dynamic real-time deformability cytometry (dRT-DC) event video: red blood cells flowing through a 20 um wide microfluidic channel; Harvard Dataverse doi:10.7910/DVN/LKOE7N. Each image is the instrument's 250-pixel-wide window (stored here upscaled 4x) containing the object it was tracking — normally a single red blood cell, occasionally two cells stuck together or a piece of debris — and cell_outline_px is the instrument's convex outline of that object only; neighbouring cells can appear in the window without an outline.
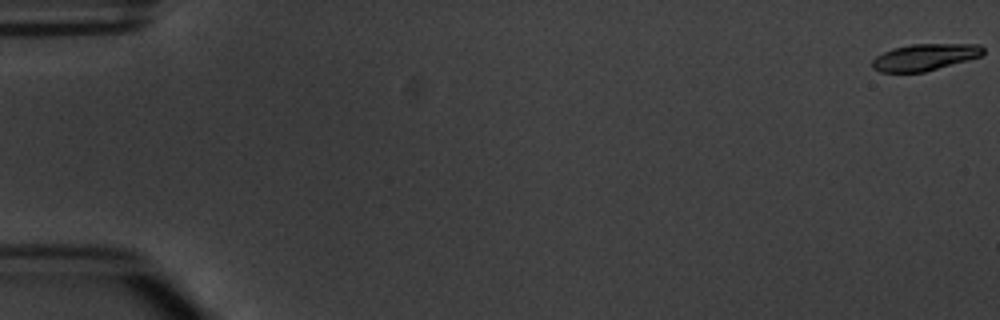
{"species": "common noctule bat (a hibernating species)", "species_latin": "Nyctalus noctula", "temperature_condition": "warm", "stored_images_in_passage": 7, "camera_frame_rate_fps": 3000, "um_per_image_px": 0.085, "animal": {"sex": "male", "body_mass_g": 20.1, "forearm_length_mm": 53.5}, "frame": {"image": 1, "passage_image": 1, "time_ms": 0.0, "image_size_px": [1000, 320], "cell_outline_px": [[984, 52], [980, 56], [968, 60], [924, 72], [880, 72], [872, 68], [872, 60], [876, 56], [892, 48], [912, 44], [980, 44], [984, 48]], "centroid_in_image_um": [78.6, 4.85], "position_along_channel_um": 6.4, "area_um2": 17.22}}
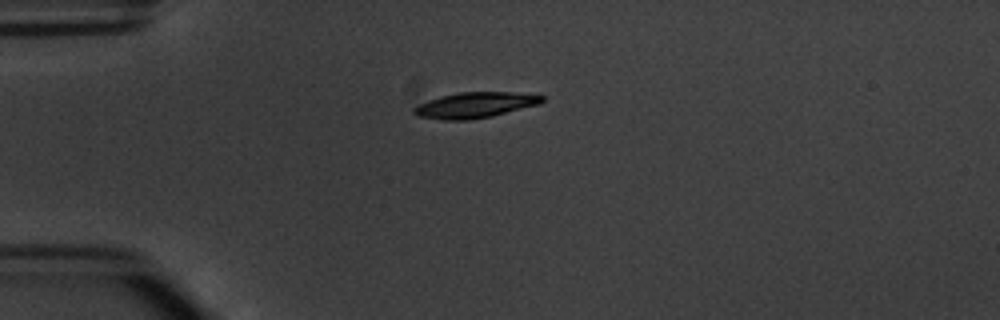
{"frame": {"image": 2, "passage_image": 5, "time_ms": 4.667, "image_size_px": [1000, 320], "cell_outline_px": [[544, 100], [540, 104], [492, 116], [468, 120], [444, 120], [416, 116], [412, 112], [412, 108], [428, 100], [440, 96], [460, 92], [508, 92], [544, 96]], "centroid_in_image_um": [40.34, 8.94], "position_along_channel_um": 44.7, "area_um2": 19.07}}